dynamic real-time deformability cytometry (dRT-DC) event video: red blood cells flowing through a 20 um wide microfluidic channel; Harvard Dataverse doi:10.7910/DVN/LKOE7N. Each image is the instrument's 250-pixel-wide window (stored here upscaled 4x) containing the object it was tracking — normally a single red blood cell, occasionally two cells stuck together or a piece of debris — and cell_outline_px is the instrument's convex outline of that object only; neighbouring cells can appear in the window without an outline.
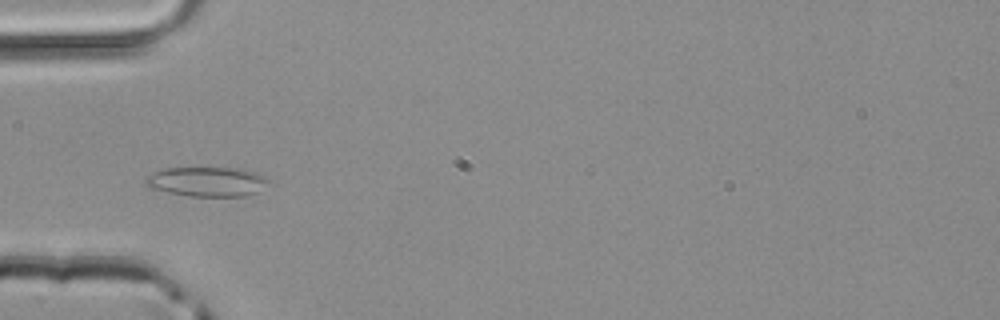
{"species": "common noctule bat (a hibernating species)", "species_latin": "Nyctalus noctula", "temperature_condition": "room temperature", "stored_images_in_passage": 29, "camera_frame_rate_fps": 3000, "um_per_image_px": 0.085, "animal": {"sex": "male", "body_mass_g": 20.4}, "frame": {"image": 1, "passage_image": 2, "time_ms": 0.333, "image_size_px": [1000, 320], "cell_outline_px": [[272, 180], [256, 192], [244, 196], [188, 196], [148, 188], [144, 184], [144, 180], [148, 176], [164, 168], [240, 168], [256, 172]], "centroid_in_image_um": [17.59, 15.44], "position_along_channel_um": 67.4, "area_um2": 21.21}}
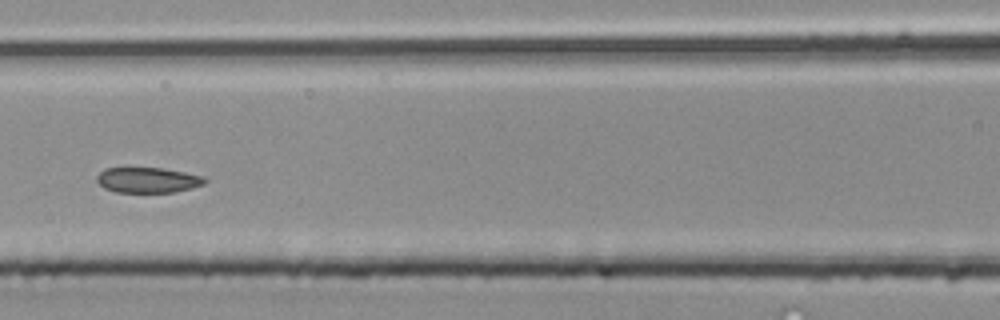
{"frame": {"image": 2, "passage_image": 8, "time_ms": 2.333, "image_size_px": [1000, 320], "cell_outline_px": [[208, 180], [204, 184], [192, 188], [172, 192], [116, 192], [104, 188], [96, 180], [96, 176], [104, 168], [160, 168], [184, 172], [204, 176]], "centroid_in_image_um": [12.57, 15.3], "position_along_channel_um": 154.0, "area_um2": 15.95}}
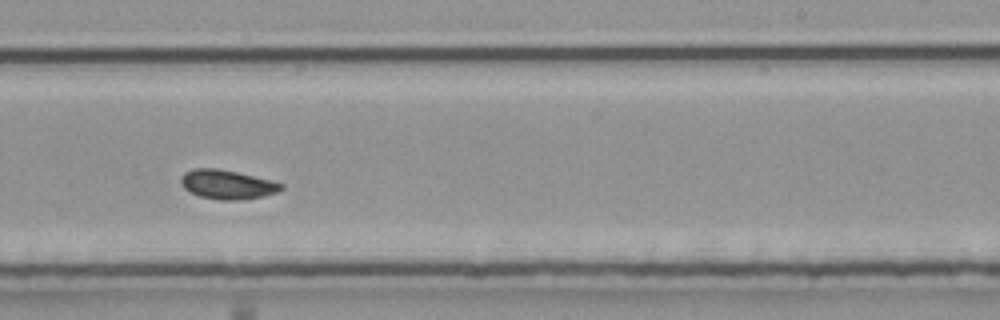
{"frame": {"image": 3, "passage_image": 16, "time_ms": 5.0, "image_size_px": [1000, 320], "cell_outline_px": [[284, 188], [276, 192], [264, 196], [240, 200], [220, 200], [200, 196], [184, 188], [180, 180], [184, 172], [192, 168], [216, 168], [236, 172], [272, 180], [284, 184]], "centroid_in_image_um": [19.33, 15.68], "position_along_channel_um": 269.7, "area_um2": 16.99}}